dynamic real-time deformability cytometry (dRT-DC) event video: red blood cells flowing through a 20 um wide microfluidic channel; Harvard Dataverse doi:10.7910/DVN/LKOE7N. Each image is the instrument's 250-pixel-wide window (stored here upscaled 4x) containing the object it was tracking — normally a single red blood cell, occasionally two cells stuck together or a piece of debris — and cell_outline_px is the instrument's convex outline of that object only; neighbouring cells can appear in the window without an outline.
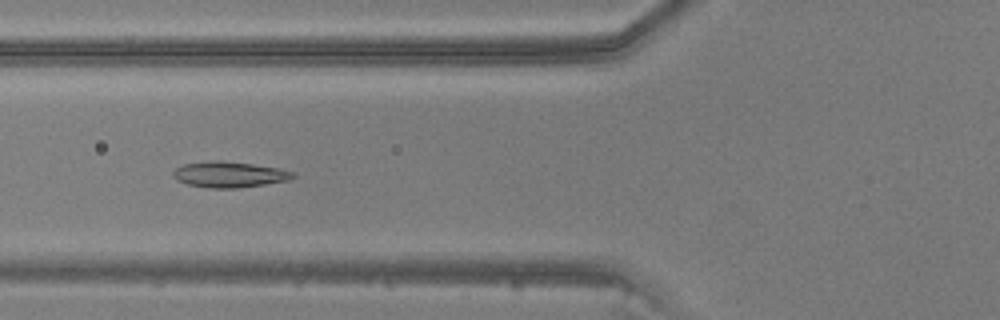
{"species": "common noctule bat (a hibernating species)", "species_latin": "Nyctalus noctula", "temperature_condition": "warm", "stored_images_in_passage": 48, "camera_frame_rate_fps": 3000, "um_per_image_px": 0.085, "animal": {"sex": "male", "body_mass_g": 20.5, "forearm_length_mm": 52.5}, "frame": {"image": 1, "passage_image": 19, "time_ms": 6.0, "image_size_px": [1000, 320], "cell_outline_px": [[296, 176], [288, 180], [264, 184], [236, 188], [208, 188], [188, 184], [176, 180], [172, 176], [172, 172], [176, 168], [184, 164], [212, 160], [220, 160], [252, 164], [280, 168], [296, 172]], "centroid_in_image_um": [19.49, 14.82], "position_along_channel_um": 106.3, "area_um2": 18.09}}
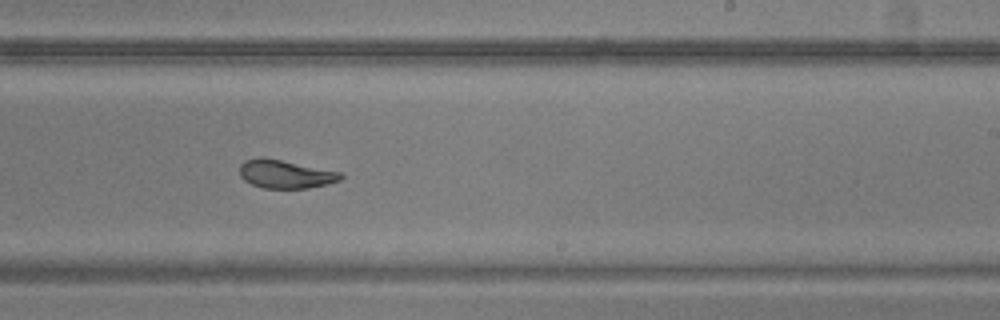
{"frame": {"image": 2, "passage_image": 30, "time_ms": 9.667, "image_size_px": [1000, 320], "cell_outline_px": [[344, 176], [340, 180], [328, 184], [308, 188], [264, 188], [252, 184], [244, 180], [240, 176], [240, 164], [244, 160], [260, 156], [264, 156], [340, 172]], "centroid_in_image_um": [24.23, 14.78], "position_along_channel_um": 264.8, "area_um2": 16.82}}
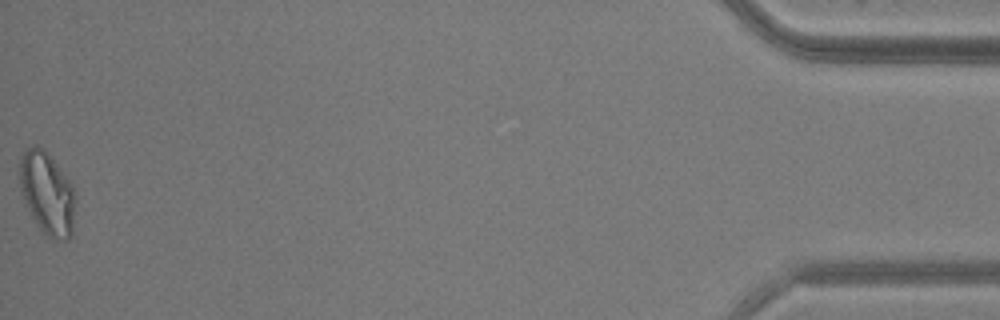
{"frame": {"image": 3, "passage_image": 48, "time_ms": 15.667, "image_size_px": [1000, 320], "cell_outline_px": [[76, 200], [72, 236], [68, 240], [56, 240], [48, 236], [40, 228], [32, 216], [20, 192], [20, 160], [24, 152], [28, 148], [36, 144], [44, 148], [72, 184]], "centroid_in_image_um": [4.03, 16.44], "position_along_channel_um": 431.2, "area_um2": 26.82}}